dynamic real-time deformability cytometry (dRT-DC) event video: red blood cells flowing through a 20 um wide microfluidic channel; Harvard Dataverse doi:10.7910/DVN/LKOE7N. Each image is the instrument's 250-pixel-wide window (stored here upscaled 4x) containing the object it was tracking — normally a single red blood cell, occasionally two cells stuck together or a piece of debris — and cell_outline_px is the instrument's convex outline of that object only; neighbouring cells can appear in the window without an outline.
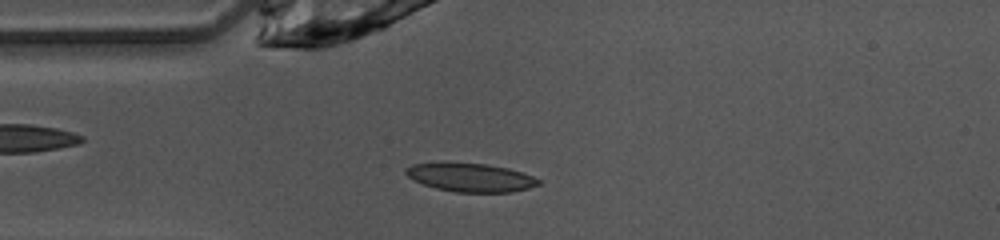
{"species": "common noctule bat (a hibernating species)", "species_latin": "Nyctalus noctula", "temperature_condition": "warm", "stored_images_in_passage": 36, "camera_frame_rate_fps": 3000, "um_per_image_px": 0.085, "animal": {"sex": "female", "body_mass_g": 10.0, "forearm_length_mm": 53.1}, "frame": {"image": 1, "passage_image": 3, "time_ms": 0.667, "image_size_px": [1000, 240], "cell_outline_px": [[540, 184], [528, 188], [512, 192], [456, 192], [436, 188], [424, 184], [408, 176], [404, 172], [404, 168], [412, 164], [488, 164], [508, 168], [532, 176], [540, 180]], "centroid_in_image_um": [40.03, 15.1], "position_along_channel_um": 45.0, "area_um2": 21.44}}
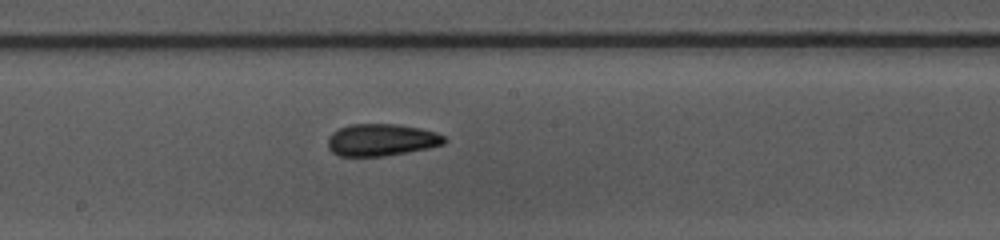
{"frame": {"image": 2, "passage_image": 16, "time_ms": 5.0, "image_size_px": [1000, 240], "cell_outline_px": [[448, 140], [444, 144], [428, 148], [384, 156], [340, 156], [332, 152], [328, 148], [328, 136], [332, 132], [348, 124], [396, 124], [420, 128], [436, 132], [444, 136]], "centroid_in_image_um": [32.41, 11.89], "position_along_channel_um": 215.8, "area_um2": 21.85}}
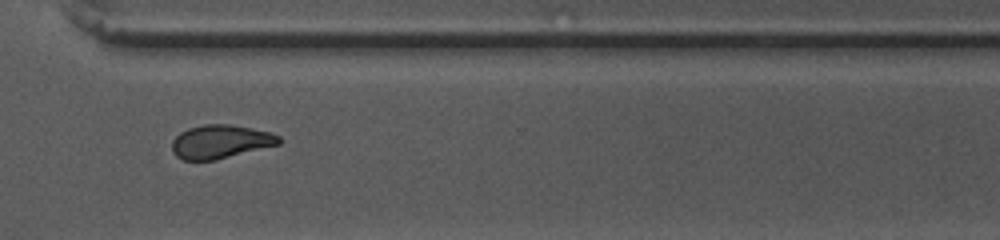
{"frame": {"image": 3, "passage_image": 26, "time_ms": 8.333, "image_size_px": [1000, 240], "cell_outline_px": [[284, 140], [280, 144], [216, 160], [180, 160], [172, 152], [172, 140], [180, 132], [188, 128], [204, 124], [228, 124], [252, 128], [272, 132], [280, 136]], "centroid_in_image_um": [18.76, 12.04], "position_along_channel_um": 351.8, "area_um2": 21.21}, "authors_computed_cell_mechanics": {"area_um2": 21.3282, "velocity_mm_per_s": 4.0947, "shape_relaxation_time_tau1_ms": 5.3969, "shape_relaxation_time_tau2_ms": 1.8494, "deformation_change_tau1": 0.1444, "deformation_change_tau2": 0.065}}